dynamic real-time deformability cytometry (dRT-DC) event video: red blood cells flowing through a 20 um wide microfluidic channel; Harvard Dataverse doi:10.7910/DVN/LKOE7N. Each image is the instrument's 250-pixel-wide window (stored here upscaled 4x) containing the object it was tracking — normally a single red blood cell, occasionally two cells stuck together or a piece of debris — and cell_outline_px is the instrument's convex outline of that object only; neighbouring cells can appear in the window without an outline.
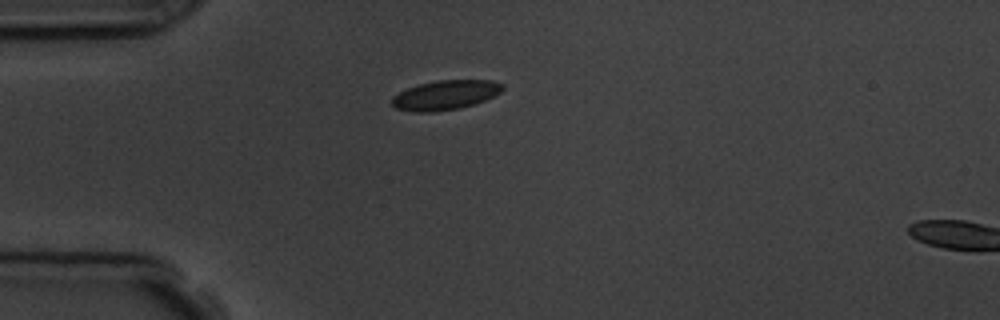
{"species": "common noctule bat (a hibernating species)", "species_latin": "Nyctalus noctula", "temperature_condition": "room temperature", "stored_images_in_passage": 2, "camera_frame_rate_fps": 3000, "um_per_image_px": 0.085, "animal": {"sex": "male", "body_mass_g": 19.5, "forearm_length_mm": 54.6}, "frame": {"image": 1, "passage_image": 1, "time_ms": 0.0, "image_size_px": [1000, 320], "cell_outline_px": [[504, 88], [496, 96], [460, 108], [432, 112], [412, 112], [396, 108], [392, 104], [392, 96], [408, 88], [420, 84], [436, 80], [492, 80], [504, 84]], "centroid_in_image_um": [37.87, 8.07], "position_along_channel_um": 47.1, "area_um2": 19.02}}